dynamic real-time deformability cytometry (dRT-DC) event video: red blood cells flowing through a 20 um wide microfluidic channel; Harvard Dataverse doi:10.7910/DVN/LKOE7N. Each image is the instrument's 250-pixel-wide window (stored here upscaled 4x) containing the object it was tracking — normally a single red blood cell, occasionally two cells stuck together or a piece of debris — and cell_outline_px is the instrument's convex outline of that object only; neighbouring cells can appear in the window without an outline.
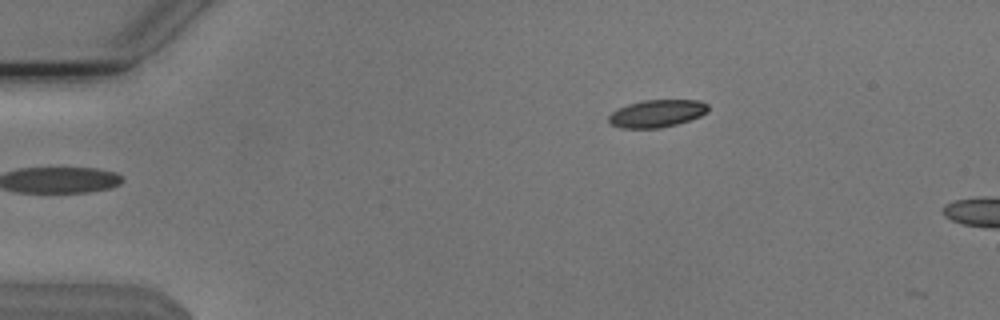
{"species": "Egyptian fruit bat (a non-hibernating species)", "species_latin": "Rousettus aegyptiacus", "temperature_condition": "cold", "stored_images_in_passage": 4, "camera_frame_rate_fps": 3000, "um_per_image_px": 0.085, "animal": {"sex": "male"}, "frame": {"image": 1, "passage_image": 2, "time_ms": 0.333, "image_size_px": [1000, 320], "cell_outline_px": [[708, 112], [700, 116], [676, 124], [660, 128], [620, 128], [612, 124], [608, 120], [608, 116], [616, 108], [640, 100], [700, 100], [708, 104]], "centroid_in_image_um": [55.82, 9.63], "position_along_channel_um": 29.2, "area_um2": 16.01}}